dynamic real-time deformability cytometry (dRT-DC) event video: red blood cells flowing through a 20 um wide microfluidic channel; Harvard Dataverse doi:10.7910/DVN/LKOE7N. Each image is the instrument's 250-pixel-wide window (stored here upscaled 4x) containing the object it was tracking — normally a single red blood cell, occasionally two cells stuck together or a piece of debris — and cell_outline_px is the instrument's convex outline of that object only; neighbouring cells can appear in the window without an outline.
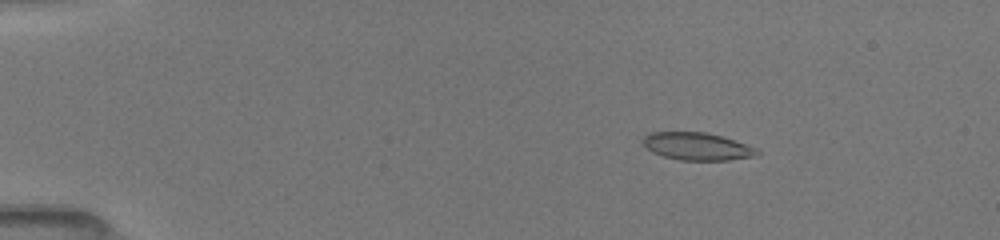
{"species": "common noctule bat (a hibernating species)", "species_latin": "Nyctalus noctula", "temperature_condition": "room temperature", "stored_images_in_passage": 53, "camera_frame_rate_fps": 3000, "um_per_image_px": 0.085, "animal": {"sex": "female", "body_mass_g": 19.5, "forearm_length_mm": 54.1}, "frame": {"image": 1, "passage_image": 9, "time_ms": 2.667, "image_size_px": [1000, 240], "cell_outline_px": [[760, 152], [756, 156], [728, 160], [680, 160], [664, 156], [652, 152], [640, 144], [644, 136], [648, 132], [704, 132], [720, 136], [756, 148]], "centroid_in_image_um": [59.18, 12.44], "position_along_channel_um": 25.8, "area_um2": 18.26}}
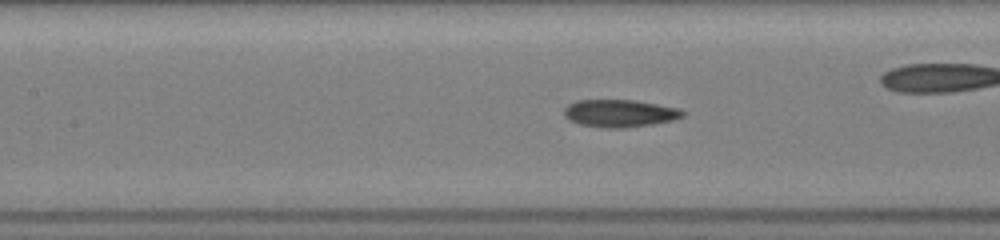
{"frame": {"image": 2, "passage_image": 25, "time_ms": 8.0, "image_size_px": [1000, 240], "cell_outline_px": [[688, 112], [684, 116], [672, 120], [652, 124], [624, 128], [608, 128], [580, 124], [568, 120], [564, 116], [564, 108], [568, 104], [576, 100], [636, 100], [680, 108]], "centroid_in_image_um": [52.7, 9.62], "position_along_channel_um": 154.7, "area_um2": 19.19}}
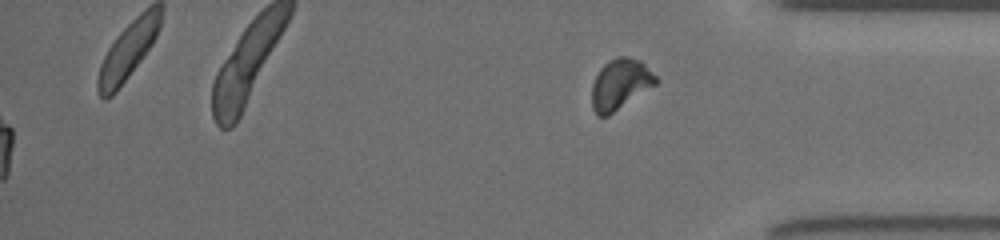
{"frame": {"image": 3, "passage_image": 53, "time_ms": 17.333, "image_size_px": [1000, 240], "cell_outline_px": [[660, 80], [656, 84], [608, 116], [596, 116], [592, 108], [592, 84], [600, 68], [608, 60], [616, 56], [628, 56], [640, 60]], "centroid_in_image_um": [52.7, 7.15], "position_along_channel_um": 382.5, "area_um2": 18.9}, "authors_computed_cell_mechanics": {"area_um2": 18.7272, "velocity_mm_per_s": 4.0573, "shape_relaxation_time_tau1_ms": 6.6066, "shape_relaxation_time_tau2_ms": 1.2995, "deformation_change_tau1": 0.2346, "deformation_change_tau2": 0.0697}}